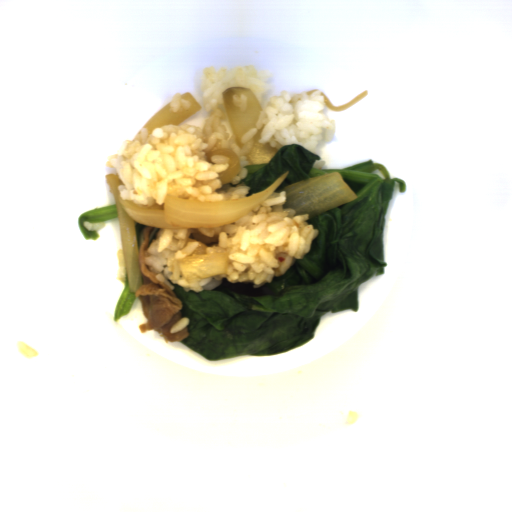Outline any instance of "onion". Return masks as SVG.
Here are the masks:
<instances>
[{"label":"onion","mask_w":512,"mask_h":512,"mask_svg":"<svg viewBox=\"0 0 512 512\" xmlns=\"http://www.w3.org/2000/svg\"><path fill=\"white\" fill-rule=\"evenodd\" d=\"M288 170L263 191L219 202H199L167 194L162 204L136 205L120 198L117 187L123 184L118 173L105 174L106 183L116 202L121 245L128 288L136 293L143 284L139 271V246L136 223L163 230L215 229L234 222L262 204L286 179Z\"/></svg>","instance_id":"obj_1"},{"label":"onion","mask_w":512,"mask_h":512,"mask_svg":"<svg viewBox=\"0 0 512 512\" xmlns=\"http://www.w3.org/2000/svg\"><path fill=\"white\" fill-rule=\"evenodd\" d=\"M280 192L286 194L284 209H293L294 216L307 215L308 221L357 198L340 172L295 181Z\"/></svg>","instance_id":"obj_2"},{"label":"onion","mask_w":512,"mask_h":512,"mask_svg":"<svg viewBox=\"0 0 512 512\" xmlns=\"http://www.w3.org/2000/svg\"><path fill=\"white\" fill-rule=\"evenodd\" d=\"M234 93H237V96L244 94L248 98L246 109L241 112L232 104V95ZM222 95L228 124L233 136L236 138V145L241 148L243 146L242 137L251 129L257 128V122L263 111L262 105L255 94L245 87L234 86L224 89Z\"/></svg>","instance_id":"obj_3"},{"label":"onion","mask_w":512,"mask_h":512,"mask_svg":"<svg viewBox=\"0 0 512 512\" xmlns=\"http://www.w3.org/2000/svg\"><path fill=\"white\" fill-rule=\"evenodd\" d=\"M228 253L229 251L207 254L206 245L202 244L193 253L179 260V271L189 284L226 273L229 265Z\"/></svg>","instance_id":"obj_4"},{"label":"onion","mask_w":512,"mask_h":512,"mask_svg":"<svg viewBox=\"0 0 512 512\" xmlns=\"http://www.w3.org/2000/svg\"><path fill=\"white\" fill-rule=\"evenodd\" d=\"M181 98L187 100L191 107L184 109L180 107L177 112H172V106L168 103L152 117H150L146 123L140 129H146L148 131L147 138L151 132L156 128H163L166 125H178L182 121L186 120L190 116L201 112L202 105L195 99L191 91L181 94Z\"/></svg>","instance_id":"obj_5"},{"label":"onion","mask_w":512,"mask_h":512,"mask_svg":"<svg viewBox=\"0 0 512 512\" xmlns=\"http://www.w3.org/2000/svg\"><path fill=\"white\" fill-rule=\"evenodd\" d=\"M213 156H227L230 158L227 169L224 172L218 173L217 176L222 186L232 183L233 178L238 174L242 166L237 154L225 148L213 149L206 154V161L215 164L211 160Z\"/></svg>","instance_id":"obj_6"},{"label":"onion","mask_w":512,"mask_h":512,"mask_svg":"<svg viewBox=\"0 0 512 512\" xmlns=\"http://www.w3.org/2000/svg\"><path fill=\"white\" fill-rule=\"evenodd\" d=\"M264 124L258 129L255 135L249 140L252 142L251 148L247 153L248 164H266L277 153L278 149H274L267 143H259L258 138L264 128Z\"/></svg>","instance_id":"obj_7"},{"label":"onion","mask_w":512,"mask_h":512,"mask_svg":"<svg viewBox=\"0 0 512 512\" xmlns=\"http://www.w3.org/2000/svg\"><path fill=\"white\" fill-rule=\"evenodd\" d=\"M321 96L324 97L325 101H326V106L328 107V109L330 111H334V112H340L342 110H347L349 108H351L352 106L358 104L359 102L363 101L365 98H367L369 96L368 94V91L367 89L365 91H363L362 93H360L359 95H357L355 98H353L352 100L344 103L343 105H333L332 102L329 100V98L325 95V93L322 91L321 92Z\"/></svg>","instance_id":"obj_8"},{"label":"onion","mask_w":512,"mask_h":512,"mask_svg":"<svg viewBox=\"0 0 512 512\" xmlns=\"http://www.w3.org/2000/svg\"><path fill=\"white\" fill-rule=\"evenodd\" d=\"M315 91H317V89H312V90H309L308 92H306L307 96L311 93H314Z\"/></svg>","instance_id":"obj_9"}]
</instances>
